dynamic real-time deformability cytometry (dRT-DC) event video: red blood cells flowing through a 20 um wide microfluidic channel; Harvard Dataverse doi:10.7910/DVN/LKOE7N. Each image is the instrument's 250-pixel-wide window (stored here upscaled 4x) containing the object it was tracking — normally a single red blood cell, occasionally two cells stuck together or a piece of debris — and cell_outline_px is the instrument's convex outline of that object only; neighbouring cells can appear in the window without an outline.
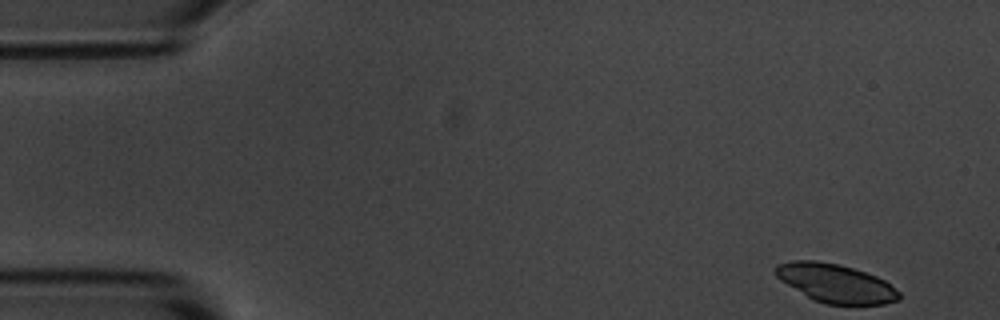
{"species": "common noctule bat (a hibernating species)", "species_latin": "Nyctalus noctula", "temperature_condition": "room temperature", "stored_images_in_passage": 53, "camera_frame_rate_fps": 3000, "um_per_image_px": 0.085, "animal": {"sex": "male", "body_mass_g": 20.1, "forearm_length_mm": 53.5}, "frame": {"image": 1, "passage_image": 1, "time_ms": 0.0, "image_size_px": [1000, 320], "cell_outline_px": [[900, 300], [884, 304], [824, 304], [812, 300], [776, 276], [772, 272], [776, 264], [792, 260], [816, 260], [840, 264], [876, 276], [884, 280], [900, 292]], "centroid_in_image_um": [71.01, 24.07], "position_along_channel_um": 14.0, "area_um2": 27.8}}
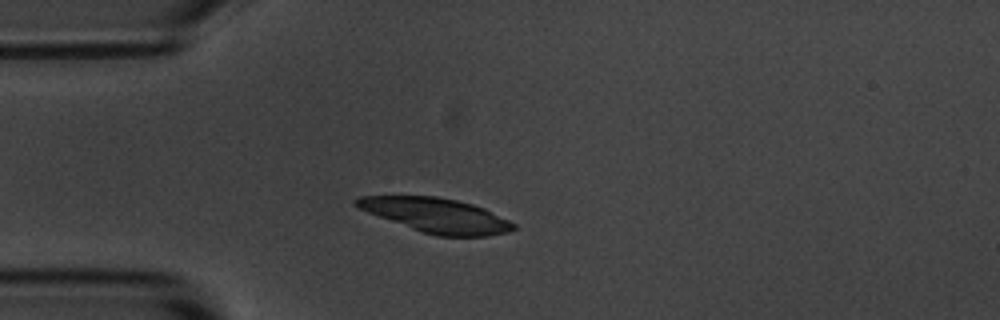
{"frame": {"image": 2, "passage_image": 12, "time_ms": 3.667, "image_size_px": [1000, 320], "cell_outline_px": [[516, 228], [508, 232], [488, 236], [436, 236], [420, 232], [368, 212], [352, 204], [352, 200], [360, 196], [436, 196], [456, 200], [472, 204], [484, 208], [516, 224]], "centroid_in_image_um": [37.08, 18.3], "position_along_channel_um": 47.9, "area_um2": 31.44}}
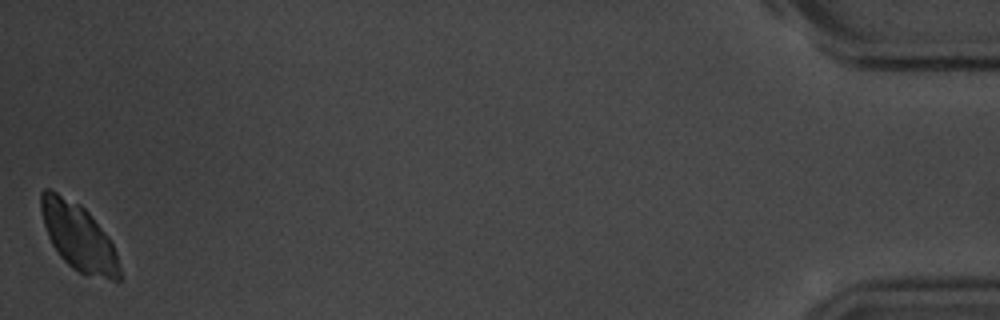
{"frame": {"image": 3, "passage_image": 53, "time_ms": 17.333, "image_size_px": [1000, 320], "cell_outline_px": [[120, 280], [112, 280], [84, 276], [72, 268], [60, 256], [52, 244], [48, 236], [44, 224], [40, 208], [40, 192], [44, 188], [52, 188], [80, 204], [88, 212], [108, 236], [116, 252], [120, 268]], "centroid_in_image_um": [6.65, 20.13], "position_along_channel_um": 428.5, "area_um2": 30.98}}